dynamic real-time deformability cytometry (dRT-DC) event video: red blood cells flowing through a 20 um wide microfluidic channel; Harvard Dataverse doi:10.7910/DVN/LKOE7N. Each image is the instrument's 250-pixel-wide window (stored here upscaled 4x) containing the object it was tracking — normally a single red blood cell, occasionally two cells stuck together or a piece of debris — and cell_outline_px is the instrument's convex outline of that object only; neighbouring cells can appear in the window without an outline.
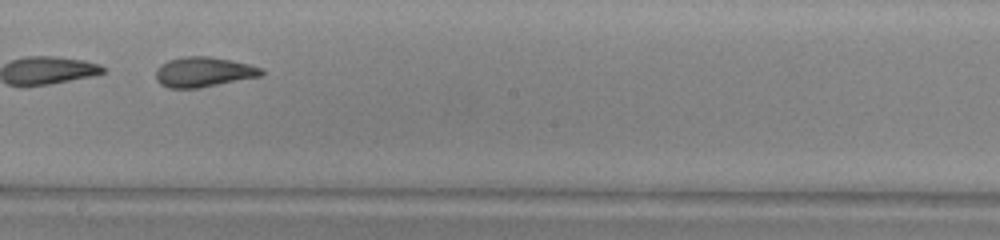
{"species": "common noctule bat (a hibernating species)", "species_latin": "Nyctalus noctula", "temperature_condition": "warm", "stored_images_in_passage": 36, "camera_frame_rate_fps": 3000, "um_per_image_px": 0.085, "animal": {"sex": "male", "body_mass_g": 13.0, "forearm_length_mm": 53.1}, "frame": {"image": 1, "passage_image": 26, "time_ms": 8.333, "image_size_px": [1000, 240], "cell_outline_px": [[264, 72], [260, 76], [200, 88], [168, 88], [160, 84], [156, 80], [156, 68], [160, 64], [168, 60], [184, 56], [208, 56], [248, 64], [260, 68]], "centroid_in_image_um": [17.23, 6.12], "position_along_channel_um": 231.0, "area_um2": 18.38}, "authors_computed_cell_mechanics": {"area_um2": 18.9295, "velocity_mm_per_s": 4.1469, "shape_relaxation_time_tau1_ms": 7.4781, "shape_relaxation_time_tau2_ms": 1.262, "deformation_change_tau1": 0.221, "deformation_change_tau2": 0.0875}}